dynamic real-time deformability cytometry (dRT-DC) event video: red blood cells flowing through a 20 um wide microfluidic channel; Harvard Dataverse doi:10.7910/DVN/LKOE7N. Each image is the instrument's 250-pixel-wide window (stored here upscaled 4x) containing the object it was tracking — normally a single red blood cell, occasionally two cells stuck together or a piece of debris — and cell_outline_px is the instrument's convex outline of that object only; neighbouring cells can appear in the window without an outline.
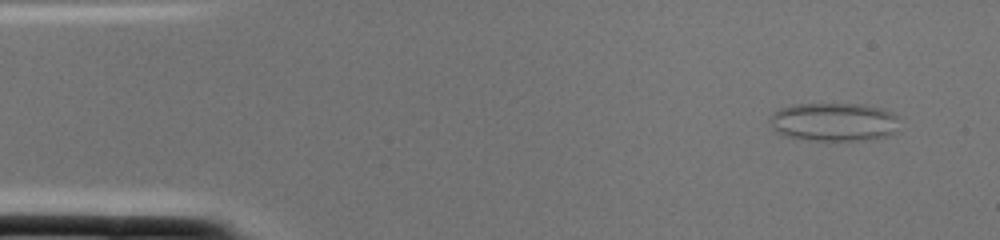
{"species": "common noctule bat (a hibernating species)", "species_latin": "Nyctalus noctula", "temperature_condition": "cold", "stored_images_in_passage": 1, "camera_frame_rate_fps": 3000, "um_per_image_px": 0.085, "animal": {"sex": "female", "body_mass_g": 22.0, "forearm_length_mm": 56.7}, "frame": {"image": 1, "passage_image": 1, "time_ms": 0.0, "image_size_px": [1000, 240], "cell_outline_px": [[896, 116], [892, 132], [888, 136], [864, 140], [828, 144], [784, 136], [776, 132], [772, 128], [768, 120], [772, 112], [780, 108], [792, 104], [864, 104], [884, 108], [892, 112]], "centroid_in_image_um": [70.78, 10.4], "position_along_channel_um": 14.2, "area_um2": 29.94}}